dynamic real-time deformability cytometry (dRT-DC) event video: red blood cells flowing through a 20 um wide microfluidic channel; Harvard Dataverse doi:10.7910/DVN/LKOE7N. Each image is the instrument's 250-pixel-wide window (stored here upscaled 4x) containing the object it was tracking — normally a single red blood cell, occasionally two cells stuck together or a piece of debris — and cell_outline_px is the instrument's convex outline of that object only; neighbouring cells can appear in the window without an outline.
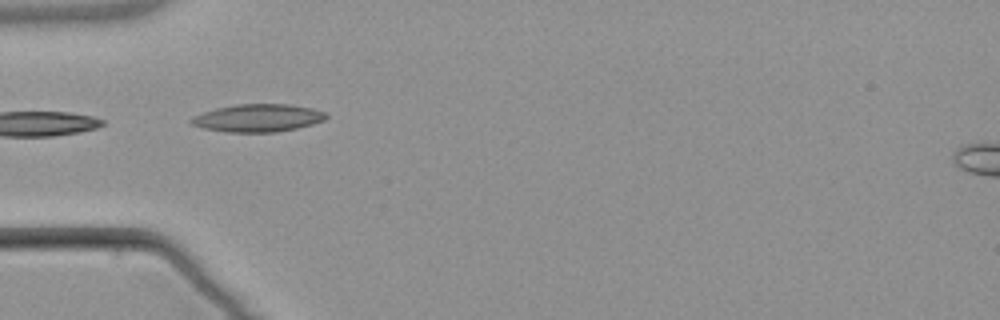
{"species": "common noctule bat (a hibernating species)", "species_latin": "Nyctalus noctula", "temperature_condition": "warm", "stored_images_in_passage": 5, "camera_frame_rate_fps": 3000, "um_per_image_px": 0.085, "animal": {"sex": "male", "body_mass_g": 21.5, "forearm_length_mm": 52.0}, "frame": {"image": 1, "passage_image": 4, "time_ms": 4.333, "image_size_px": [1000, 320], "cell_outline_px": [[328, 116], [324, 120], [312, 124], [296, 128], [276, 132], [228, 132], [204, 128], [192, 124], [188, 120], [192, 116], [216, 108], [236, 104], [292, 104], [312, 108], [328, 112]], "centroid_in_image_um": [21.94, 10.02], "position_along_channel_um": 63.1, "area_um2": 21.85}}
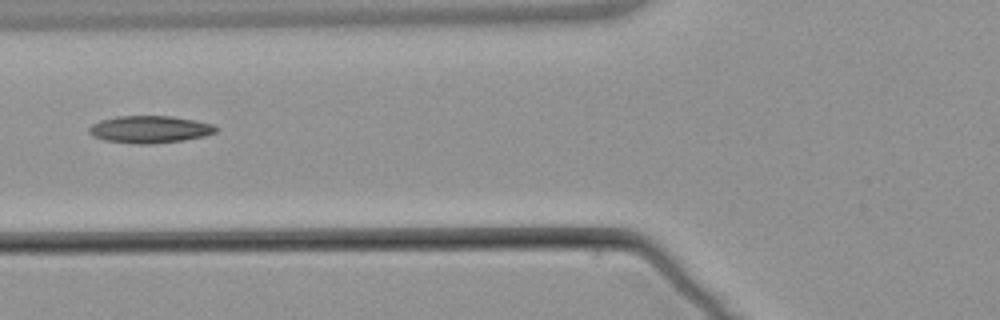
{"frame": {"image": 2, "passage_image": 5, "time_ms": 5.667, "image_size_px": [1000, 320], "cell_outline_px": [[220, 128], [216, 132], [204, 136], [184, 140], [148, 144], [136, 144], [104, 140], [92, 136], [88, 132], [88, 128], [92, 124], [100, 120], [116, 116], [172, 116], [196, 120], [212, 124]], "centroid_in_image_um": [12.73, 10.99], "position_along_channel_um": 113.1, "area_um2": 20.29}}